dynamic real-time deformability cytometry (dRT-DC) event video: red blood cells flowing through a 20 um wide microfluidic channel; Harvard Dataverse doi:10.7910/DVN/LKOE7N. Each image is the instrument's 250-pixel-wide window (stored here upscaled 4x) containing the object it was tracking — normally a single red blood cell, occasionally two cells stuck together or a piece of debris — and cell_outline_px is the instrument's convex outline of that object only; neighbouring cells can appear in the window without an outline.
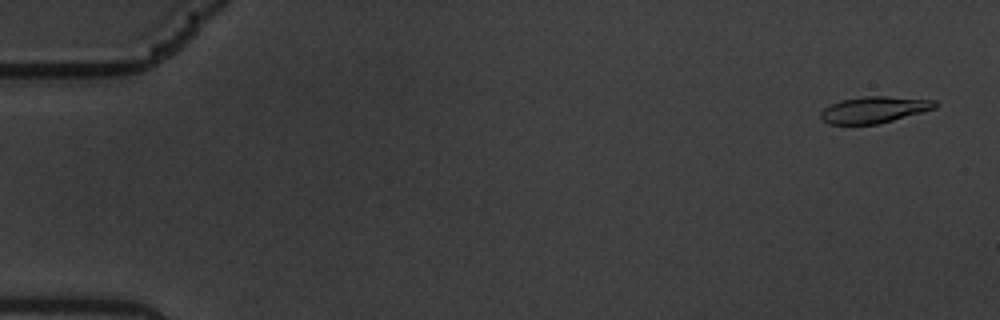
{"species": "common noctule bat (a hibernating species)", "species_latin": "Nyctalus noctula", "temperature_condition": "warm", "stored_images_in_passage": 61, "camera_frame_rate_fps": 3000, "um_per_image_px": 0.085, "animal": {"sex": "male", "body_mass_g": 19.5, "forearm_length_mm": 54.6}, "frame": {"image": 1, "passage_image": 3, "time_ms": 0.667, "image_size_px": [1000, 320], "cell_outline_px": [[940, 104], [936, 108], [892, 120], [876, 124], [828, 124], [820, 116], [820, 112], [824, 108], [840, 100], [860, 96], [888, 96], [936, 100]], "centroid_in_image_um": [74.32, 9.31], "position_along_channel_um": 10.7, "area_um2": 17.63}}
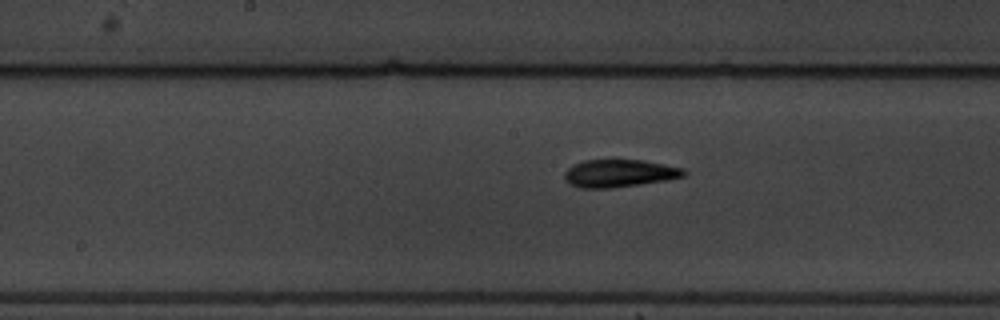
{"frame": {"image": 2, "passage_image": 32, "time_ms": 10.333, "image_size_px": [1000, 320], "cell_outline_px": [[688, 172], [684, 176], [668, 180], [640, 184], [608, 188], [580, 188], [572, 184], [564, 176], [564, 172], [568, 168], [584, 160], [644, 160], [684, 168]], "centroid_in_image_um": [52.7, 14.72], "position_along_channel_um": 195.5, "area_um2": 19.07}}
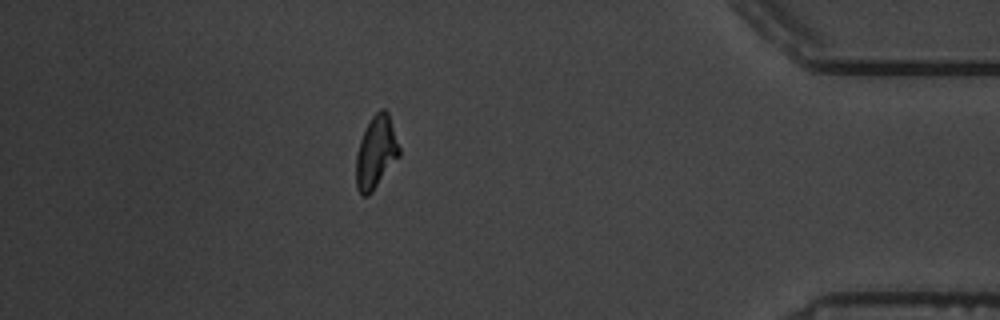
{"frame": {"image": 3, "passage_image": 54, "time_ms": 17.667, "image_size_px": [1000, 320], "cell_outline_px": [[400, 156], [372, 192], [368, 196], [364, 196], [356, 188], [356, 152], [360, 140], [372, 116], [380, 108], [384, 108], [388, 112], [400, 148]], "centroid_in_image_um": [31.96, 12.95], "position_along_channel_um": 403.2, "area_um2": 18.21}, "authors_computed_cell_mechanics": {"area_um2": 18.785, "velocity_mm_per_s": 3.3686, "shape_relaxation_time_tau1_ms": 4.2163, "shape_relaxation_time_tau2_ms": 3.0612, "deformation_change_tau1": 0.1678, "deformation_change_tau2": 0.0965}}